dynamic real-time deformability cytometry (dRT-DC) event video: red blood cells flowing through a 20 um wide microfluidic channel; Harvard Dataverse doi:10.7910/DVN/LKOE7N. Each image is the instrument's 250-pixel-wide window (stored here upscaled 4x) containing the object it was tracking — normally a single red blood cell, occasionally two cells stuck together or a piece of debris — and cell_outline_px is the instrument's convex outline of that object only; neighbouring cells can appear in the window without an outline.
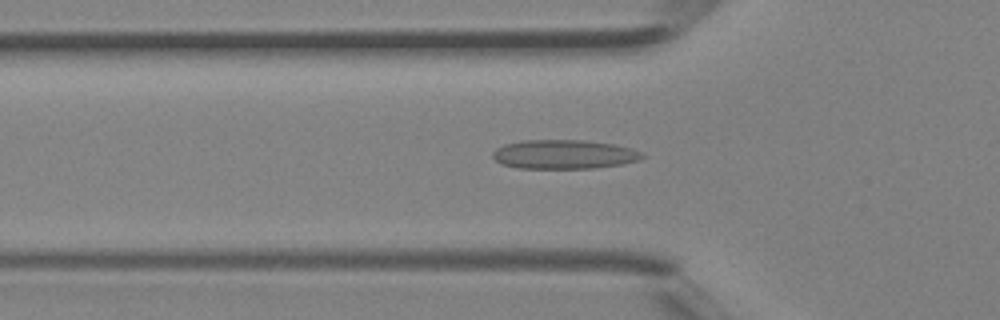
{"species": "Egyptian fruit bat (a non-hibernating species)", "species_latin": "Rousettus aegyptiacus", "temperature_condition": "room temperature", "stored_images_in_passage": 29, "camera_frame_rate_fps": 3000, "um_per_image_px": 0.085, "animal": {"sex": "female"}, "frame": {"image": 1, "passage_image": 2, "time_ms": 0.333, "image_size_px": [1000, 320], "cell_outline_px": [[644, 156], [640, 160], [624, 164], [592, 168], [516, 168], [500, 164], [492, 156], [492, 152], [496, 148], [504, 144], [520, 140], [584, 140], [616, 144], [632, 148], [644, 152]], "centroid_in_image_um": [47.96, 13.11], "position_along_channel_um": 77.8, "area_um2": 25.72}}
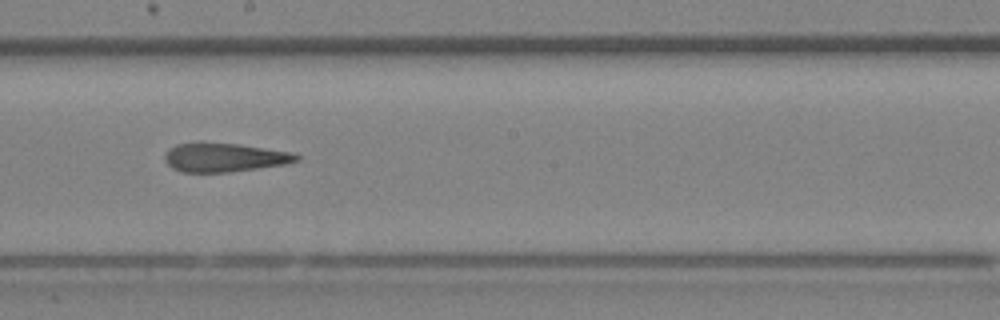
{"frame": {"image": 2, "passage_image": 11, "time_ms": 3.333, "image_size_px": [1000, 320], "cell_outline_px": [[300, 160], [284, 164], [228, 172], [180, 172], [172, 168], [164, 160], [164, 156], [168, 148], [176, 144], [200, 140], [236, 144], [296, 152], [300, 156]], "centroid_in_image_um": [19.03, 13.35], "position_along_channel_um": 229.2, "area_um2": 22.66}}
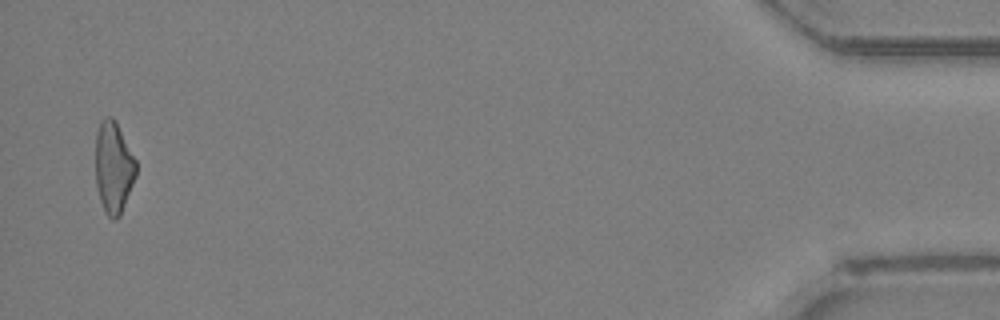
{"frame": {"image": 3, "passage_image": 28, "time_ms": 9.0, "image_size_px": [1000, 320], "cell_outline_px": [[136, 176], [120, 216], [116, 220], [112, 220], [104, 212], [100, 200], [96, 184], [96, 132], [100, 120], [104, 116], [112, 116], [116, 120], [136, 160]], "centroid_in_image_um": [9.65, 14.21], "position_along_channel_um": 425.6, "area_um2": 21.91}}